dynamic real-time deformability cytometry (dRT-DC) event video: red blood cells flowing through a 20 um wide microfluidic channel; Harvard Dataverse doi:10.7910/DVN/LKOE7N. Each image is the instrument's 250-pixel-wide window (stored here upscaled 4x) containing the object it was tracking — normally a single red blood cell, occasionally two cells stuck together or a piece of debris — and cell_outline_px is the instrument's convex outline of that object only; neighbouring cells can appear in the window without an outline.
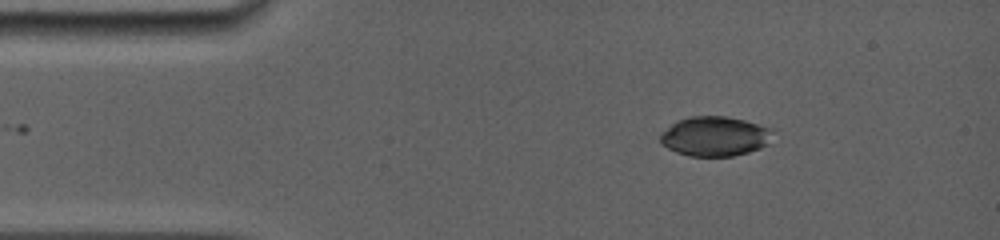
{"species": "common noctule bat (a hibernating species)", "species_latin": "Nyctalus noctula", "temperature_condition": "room temperature", "stored_images_in_passage": 36, "camera_frame_rate_fps": 5000, "um_per_image_px": 0.085, "animal": {"sex": "female", "body_mass_g": 19.0, "forearm_length_mm": 56.7}, "frame": {"image": 1, "passage_image": 1, "time_ms": 0.0, "image_size_px": [1000, 240], "cell_outline_px": [[772, 128], [768, 144], [760, 148], [748, 152], [732, 156], [688, 156], [676, 152], [660, 144], [660, 132], [672, 124], [680, 120], [692, 116], [724, 116], [744, 120]], "centroid_in_image_um": [60.73, 11.59], "position_along_channel_um": 24.3, "area_um2": 25.89}}
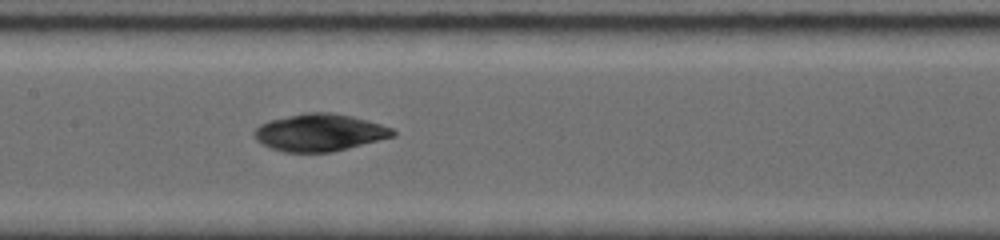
{"frame": {"image": 2, "passage_image": 16, "time_ms": 5.4, "image_size_px": [1000, 240], "cell_outline_px": [[396, 136], [332, 152], [284, 152], [272, 148], [256, 140], [252, 132], [260, 124], [268, 120], [304, 112], [332, 112], [352, 116], [368, 120], [392, 128], [396, 132]], "centroid_in_image_um": [27.16, 11.25], "position_along_channel_um": 180.2, "area_um2": 30.23}}
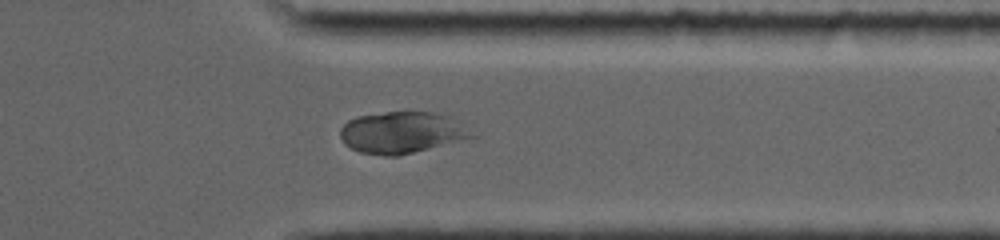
{"frame": {"image": 3, "passage_image": 30, "time_ms": 10.4, "image_size_px": [1000, 240], "cell_outline_px": [[480, 136], [396, 156], [384, 156], [360, 152], [344, 144], [340, 136], [340, 128], [348, 120], [356, 116], [384, 112], [432, 112], [452, 116]], "centroid_in_image_um": [34.19, 11.25], "position_along_channel_um": 377.2, "area_um2": 32.14}}